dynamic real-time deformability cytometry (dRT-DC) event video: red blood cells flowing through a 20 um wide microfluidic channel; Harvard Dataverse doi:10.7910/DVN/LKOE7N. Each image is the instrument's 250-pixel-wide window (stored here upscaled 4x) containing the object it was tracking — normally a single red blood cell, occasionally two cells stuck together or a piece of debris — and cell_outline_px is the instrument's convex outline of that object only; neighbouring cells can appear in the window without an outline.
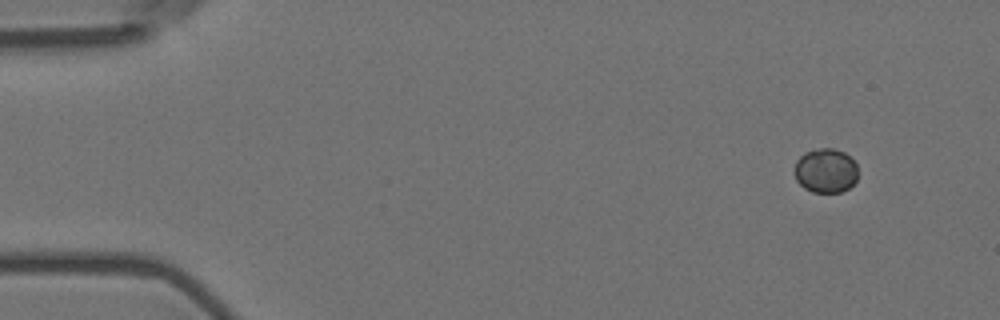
{"species": "Egyptian fruit bat (a non-hibernating species)", "species_latin": "Rousettus aegyptiacus", "temperature_condition": "room temperature", "stored_images_in_passage": 5, "camera_frame_rate_fps": 3000, "um_per_image_px": 0.085, "animal": {"sex": "female"}, "frame": {"image": 1, "passage_image": 1, "time_ms": 0.0, "image_size_px": [1000, 320], "cell_outline_px": [[856, 180], [848, 188], [840, 192], [812, 192], [804, 188], [796, 180], [796, 160], [804, 152], [820, 148], [832, 148], [844, 152], [856, 164]], "centroid_in_image_um": [70.17, 14.5], "position_along_channel_um": 14.8, "area_um2": 16.18}}
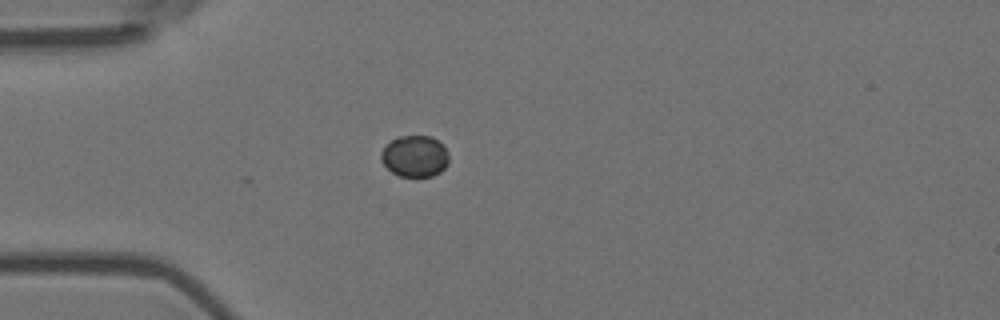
{"frame": {"image": 2, "passage_image": 4, "time_ms": 1.0, "image_size_px": [1000, 320], "cell_outline_px": [[448, 164], [440, 172], [432, 176], [400, 176], [392, 172], [380, 160], [380, 152], [392, 140], [400, 136], [432, 136], [444, 144], [448, 152]], "centroid_in_image_um": [35.28, 13.27], "position_along_channel_um": 49.7, "area_um2": 16.42}}